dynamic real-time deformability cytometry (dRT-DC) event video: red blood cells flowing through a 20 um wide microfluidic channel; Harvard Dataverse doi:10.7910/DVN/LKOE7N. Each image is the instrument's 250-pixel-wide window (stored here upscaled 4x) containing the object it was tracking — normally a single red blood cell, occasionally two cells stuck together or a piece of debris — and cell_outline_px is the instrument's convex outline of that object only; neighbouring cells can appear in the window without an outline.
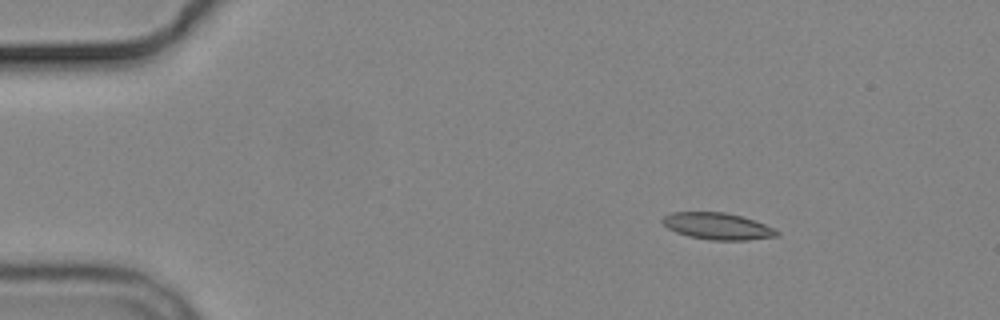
{"species": "common noctule bat (a hibernating species)", "species_latin": "Nyctalus noctula", "temperature_condition": "cold", "stored_images_in_passage": 8, "camera_frame_rate_fps": 3000, "um_per_image_px": 0.085, "animal": {"sex": "male", "body_mass_g": 19.2, "forearm_length_mm": 51.8}, "frame": {"image": 1, "passage_image": 2, "time_ms": 1.333, "image_size_px": [1000, 320], "cell_outline_px": [[780, 236], [748, 240], [712, 240], [688, 236], [676, 232], [668, 228], [660, 220], [664, 216], [672, 212], [724, 212], [740, 216], [764, 224], [780, 232]], "centroid_in_image_um": [60.98, 19.23], "position_along_channel_um": 24.0, "area_um2": 17.69}}
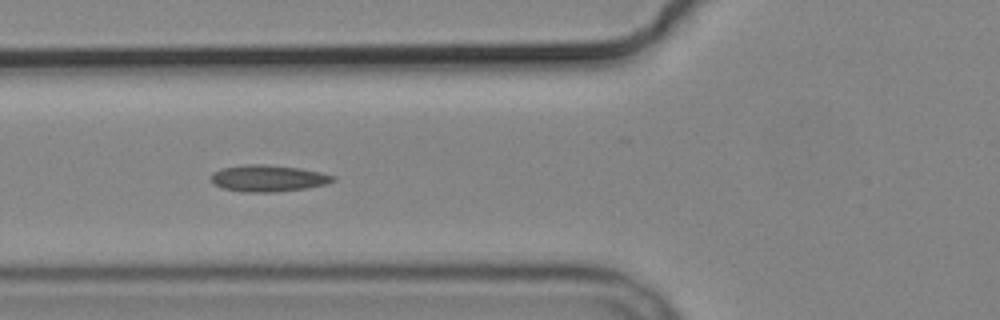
{"frame": {"image": 2, "passage_image": 5, "time_ms": 5.667, "image_size_px": [1000, 320], "cell_outline_px": [[336, 180], [324, 184], [304, 188], [280, 192], [244, 192], [224, 188], [212, 184], [212, 172], [220, 168], [244, 164], [264, 164], [300, 168], [320, 172], [336, 176]], "centroid_in_image_um": [22.77, 15.15], "position_along_channel_um": 103.0, "area_um2": 18.96}}
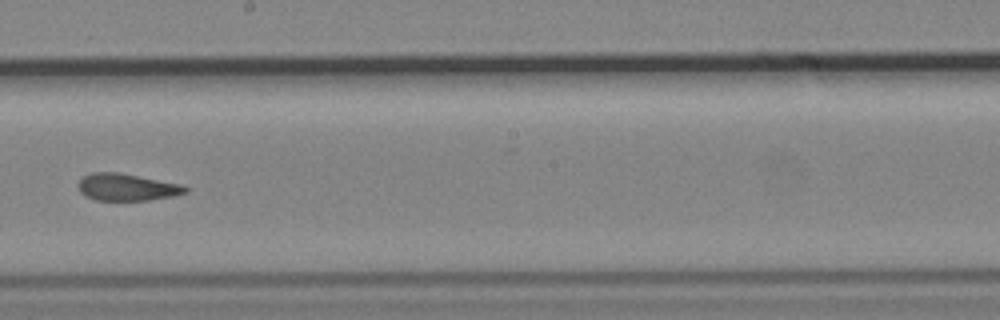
{"frame": {"image": 3, "passage_image": 8, "time_ms": 9.333, "image_size_px": [1000, 320], "cell_outline_px": [[188, 192], [172, 196], [148, 200], [96, 200], [84, 196], [80, 192], [76, 184], [84, 176], [92, 172], [120, 172], [184, 184], [188, 188]], "centroid_in_image_um": [10.79, 15.9], "position_along_channel_um": 237.4, "area_um2": 17.17}}